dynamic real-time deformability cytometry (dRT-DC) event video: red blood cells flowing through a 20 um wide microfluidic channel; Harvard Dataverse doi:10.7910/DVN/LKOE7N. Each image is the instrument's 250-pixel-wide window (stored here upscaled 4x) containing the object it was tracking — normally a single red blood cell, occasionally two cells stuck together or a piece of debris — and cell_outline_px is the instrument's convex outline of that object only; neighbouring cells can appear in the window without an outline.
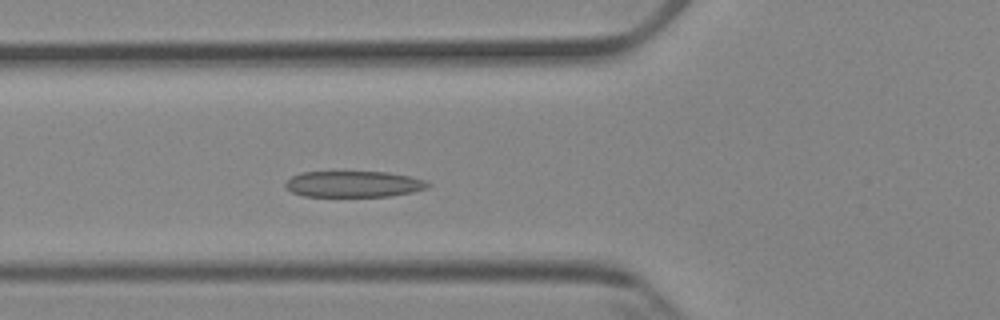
{"species": "Egyptian fruit bat (a non-hibernating species)", "species_latin": "Rousettus aegyptiacus", "temperature_condition": "cold", "stored_images_in_passage": 5, "camera_frame_rate_fps": 3000, "um_per_image_px": 0.085, "animal": {"sex": "female"}, "frame": {"image": 1, "passage_image": 5, "time_ms": 4.667, "image_size_px": [1000, 320], "cell_outline_px": [[432, 184], [428, 188], [412, 192], [388, 196], [304, 196], [292, 192], [284, 188], [284, 184], [292, 176], [300, 172], [388, 172], [408, 176], [424, 180]], "centroid_in_image_um": [30.04, 15.64], "position_along_channel_um": 95.8, "area_um2": 21.68}}